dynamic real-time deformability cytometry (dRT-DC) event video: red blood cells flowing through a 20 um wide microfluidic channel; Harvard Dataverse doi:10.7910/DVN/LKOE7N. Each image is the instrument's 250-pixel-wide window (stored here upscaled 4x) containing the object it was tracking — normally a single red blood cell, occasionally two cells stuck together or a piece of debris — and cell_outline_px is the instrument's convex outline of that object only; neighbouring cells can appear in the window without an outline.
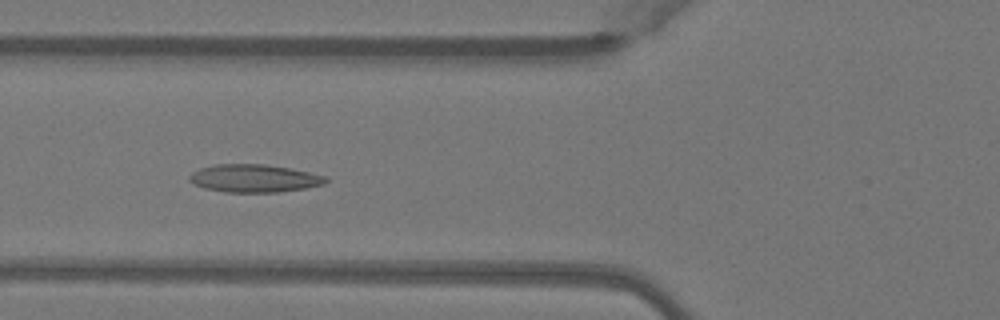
{"species": "Egyptian fruit bat (a non-hibernating species)", "species_latin": "Rousettus aegyptiacus", "temperature_condition": "warm", "stored_images_in_passage": 50, "camera_frame_rate_fps": 3000, "um_per_image_px": 0.085, "animal": {"sex": "female"}, "frame": {"image": 1, "passage_image": 19, "time_ms": 6.0, "image_size_px": [1000, 320], "cell_outline_px": [[328, 180], [324, 184], [304, 188], [280, 192], [224, 192], [204, 188], [188, 180], [188, 176], [192, 172], [200, 168], [216, 164], [264, 164], [288, 168], [328, 176]], "centroid_in_image_um": [21.59, 15.16], "position_along_channel_um": 104.2, "area_um2": 22.08}}
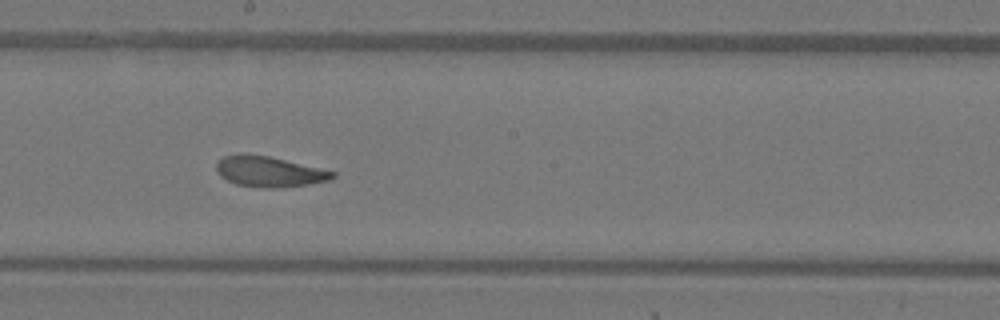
{"frame": {"image": 2, "passage_image": 28, "time_ms": 9.0, "image_size_px": [1000, 320], "cell_outline_px": [[336, 176], [328, 180], [308, 184], [272, 188], [264, 188], [236, 184], [220, 176], [216, 168], [216, 164], [224, 156], [268, 156], [320, 168], [336, 172]], "centroid_in_image_um": [22.92, 14.62], "position_along_channel_um": 225.3, "area_um2": 19.88}}
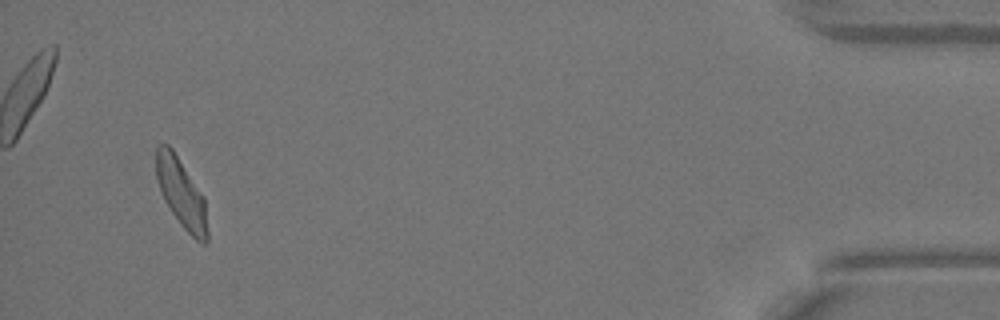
{"frame": {"image": 3, "passage_image": 48, "time_ms": 15.667, "image_size_px": [1000, 320], "cell_outline_px": [[208, 244], [200, 244], [180, 224], [164, 200], [160, 192], [156, 176], [156, 148], [160, 144], [168, 144], [172, 148], [204, 196], [208, 232]], "centroid_in_image_um": [15.42, 16.45], "position_along_channel_um": 419.8, "area_um2": 20.69}, "authors_computed_cell_mechanics": {"area_um2": 21.2126, "velocity_mm_per_s": 4.0303, "shape_relaxation_time_tau1_ms": 5.1342, "shape_relaxation_time_tau2_ms": 1.7095, "deformation_change_tau1": 0.1862, "deformation_change_tau2": 0.0894}}